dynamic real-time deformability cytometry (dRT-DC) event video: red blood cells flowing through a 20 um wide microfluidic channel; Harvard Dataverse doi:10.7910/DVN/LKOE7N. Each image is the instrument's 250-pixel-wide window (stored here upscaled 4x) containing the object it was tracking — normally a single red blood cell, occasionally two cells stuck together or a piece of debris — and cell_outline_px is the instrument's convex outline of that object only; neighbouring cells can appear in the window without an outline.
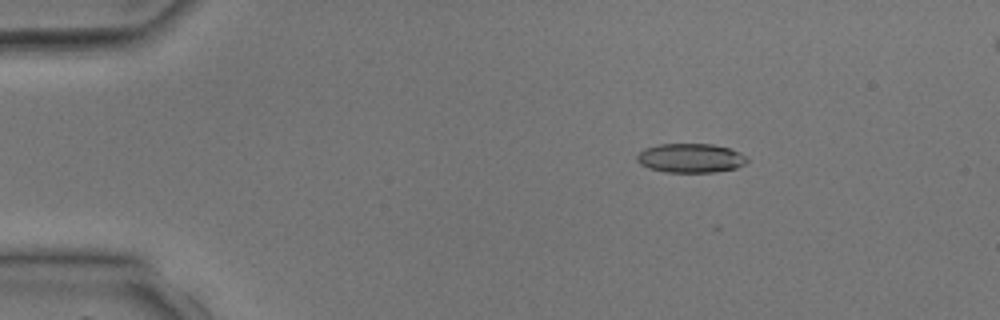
{"species": "common noctule bat (a hibernating species)", "species_latin": "Nyctalus noctula", "temperature_condition": "room temperature", "stored_images_in_passage": 37, "camera_frame_rate_fps": 3000, "um_per_image_px": 0.085, "animal": {"sex": "male", "body_mass_g": 17.9, "forearm_length_mm": 54.2}, "frame": {"image": 1, "passage_image": 3, "time_ms": 0.667, "image_size_px": [1000, 320], "cell_outline_px": [[748, 160], [744, 164], [736, 168], [716, 172], [664, 172], [648, 168], [640, 164], [636, 160], [636, 156], [644, 148], [660, 144], [712, 144], [728, 148], [740, 152], [748, 156]], "centroid_in_image_um": [58.7, 13.44], "position_along_channel_um": 26.3, "area_um2": 18.84}}
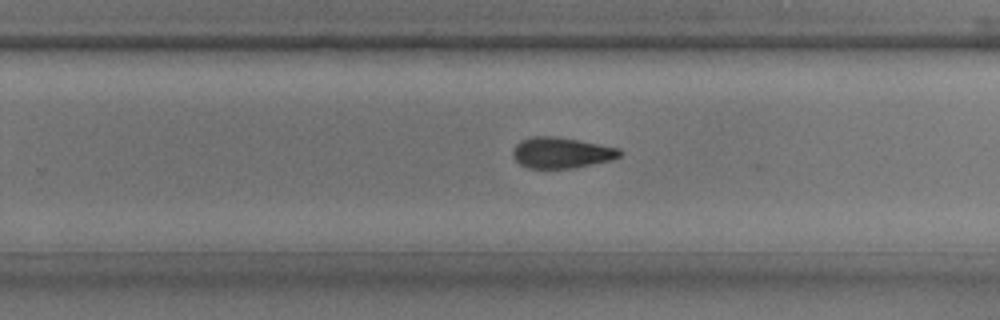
{"frame": {"image": 2, "passage_image": 22, "time_ms": 7.0, "image_size_px": [1000, 320], "cell_outline_px": [[620, 156], [608, 160], [572, 168], [528, 168], [520, 164], [512, 156], [512, 148], [520, 140], [532, 136], [556, 136], [580, 140], [620, 148]], "centroid_in_image_um": [47.66, 12.96], "position_along_channel_um": 282.1, "area_um2": 19.19}}
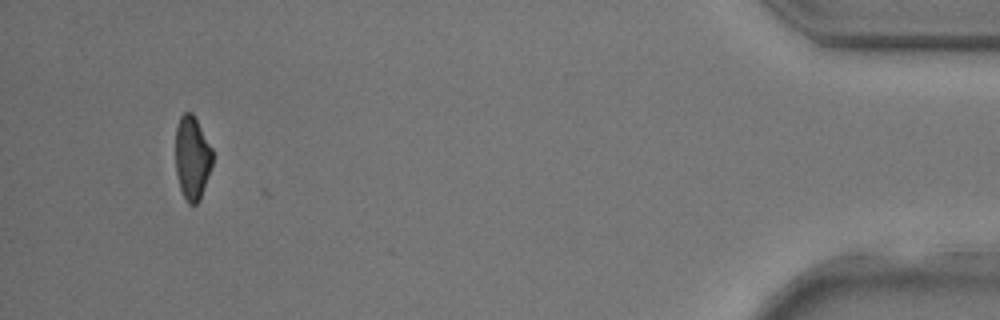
{"frame": {"image": 3, "passage_image": 34, "time_ms": 11.0, "image_size_px": [1000, 320], "cell_outline_px": [[212, 164], [200, 200], [196, 204], [188, 204], [180, 188], [176, 172], [176, 128], [180, 116], [184, 112], [192, 112], [212, 148]], "centroid_in_image_um": [16.33, 13.41], "position_along_channel_um": 418.9, "area_um2": 17.86}}